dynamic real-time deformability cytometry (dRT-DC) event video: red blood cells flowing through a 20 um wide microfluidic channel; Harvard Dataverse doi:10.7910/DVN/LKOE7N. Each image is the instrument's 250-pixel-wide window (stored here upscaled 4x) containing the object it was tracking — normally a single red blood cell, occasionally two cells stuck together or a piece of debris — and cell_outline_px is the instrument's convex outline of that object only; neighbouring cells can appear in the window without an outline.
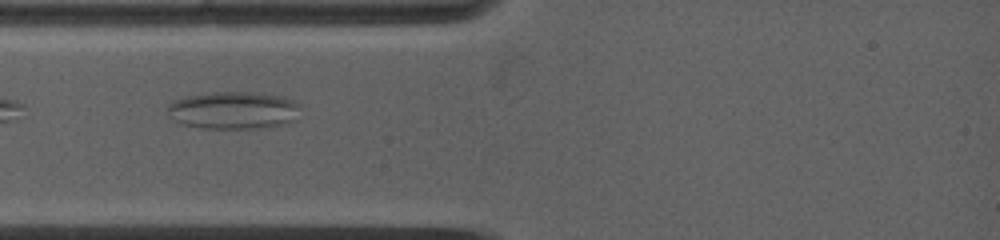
{"species": "common noctule bat (a hibernating species)", "species_latin": "Nyctalus noctula", "temperature_condition": "warm", "stored_images_in_passage": 5, "camera_frame_rate_fps": 5000, "um_per_image_px": 0.085, "animal": {"sex": "female", "body_mass_g": 19.0, "forearm_length_mm": 53.3}, "frame": {"image": 1, "passage_image": 2, "time_ms": 0.4, "image_size_px": [1000, 240], "cell_outline_px": [[300, 104], [296, 120], [288, 124], [260, 128], [204, 128], [176, 124], [172, 120], [168, 112], [168, 104], [176, 100], [188, 96], [212, 92], [252, 92], [284, 96]], "centroid_in_image_um": [19.85, 9.38], "position_along_channel_um": 65.1, "area_um2": 29.36}}